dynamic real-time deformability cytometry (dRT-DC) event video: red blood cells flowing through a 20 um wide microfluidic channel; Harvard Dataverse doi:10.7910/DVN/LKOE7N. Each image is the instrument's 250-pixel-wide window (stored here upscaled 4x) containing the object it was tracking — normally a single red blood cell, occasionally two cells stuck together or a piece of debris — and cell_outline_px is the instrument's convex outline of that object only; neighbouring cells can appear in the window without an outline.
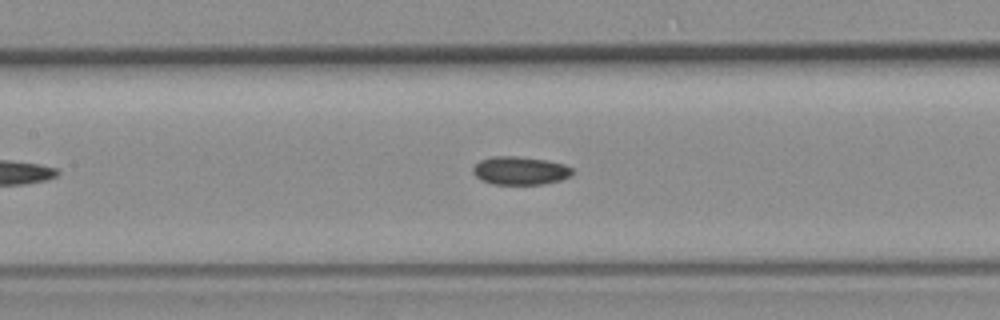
{"species": "common noctule bat (a hibernating species)", "species_latin": "Nyctalus noctula", "temperature_condition": "room temperature", "stored_images_in_passage": 7, "segment_of_instrument_passage": [2, 2], "camera_frame_rate_fps": 3000, "um_per_image_px": 0.085, "animal": {"sex": "female", "body_mass_g": 19.3, "forearm_length_mm": 54.1}, "frame": {"image": 1, "passage_image": 7, "time_ms": 6.667, "image_size_px": [1000, 320], "cell_outline_px": [[576, 172], [572, 176], [560, 180], [544, 184], [492, 184], [480, 180], [472, 172], [472, 168], [480, 160], [492, 156], [516, 156], [548, 160], [564, 164], [572, 168]], "centroid_in_image_um": [44.23, 14.5], "position_along_channel_um": 163.2, "area_um2": 16.59}}